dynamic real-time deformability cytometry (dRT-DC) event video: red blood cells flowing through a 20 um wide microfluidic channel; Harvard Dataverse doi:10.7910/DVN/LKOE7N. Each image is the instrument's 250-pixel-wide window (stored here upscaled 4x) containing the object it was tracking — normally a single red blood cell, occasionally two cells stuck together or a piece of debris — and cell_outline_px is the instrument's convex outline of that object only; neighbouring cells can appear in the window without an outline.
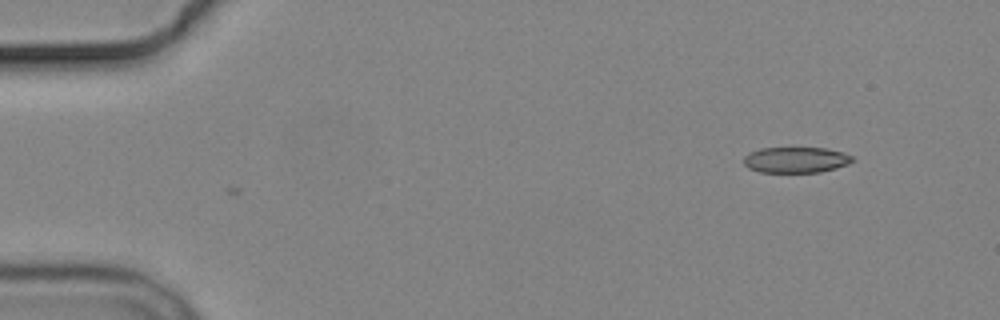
{"species": "common noctule bat (a hibernating species)", "species_latin": "Nyctalus noctula", "temperature_condition": "cold", "stored_images_in_passage": 3, "camera_frame_rate_fps": 3000, "um_per_image_px": 0.085, "animal": {"sex": "male", "body_mass_g": 19.2, "forearm_length_mm": 51.8}, "frame": {"image": 1, "passage_image": 3, "time_ms": 2.333, "image_size_px": [1000, 320], "cell_outline_px": [[852, 160], [848, 164], [836, 168], [820, 172], [760, 172], [748, 168], [744, 164], [744, 156], [748, 152], [760, 148], [824, 148], [844, 152], [852, 156]], "centroid_in_image_um": [67.62, 13.58], "position_along_channel_um": 17.4, "area_um2": 16.36}}